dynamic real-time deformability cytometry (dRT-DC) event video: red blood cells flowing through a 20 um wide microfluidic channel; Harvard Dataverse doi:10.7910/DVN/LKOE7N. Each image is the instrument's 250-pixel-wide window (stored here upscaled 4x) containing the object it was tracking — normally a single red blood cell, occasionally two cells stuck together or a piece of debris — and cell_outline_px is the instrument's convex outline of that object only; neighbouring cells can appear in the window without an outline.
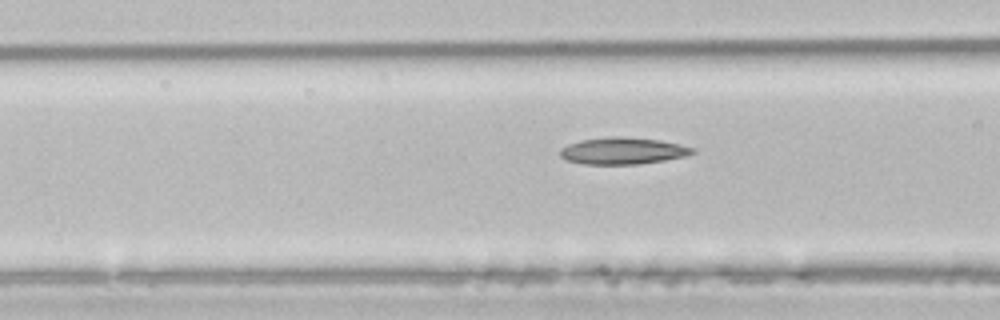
{"species": "common noctule bat (a hibernating species)", "species_latin": "Nyctalus noctula", "temperature_condition": "room temperature", "stored_images_in_passage": 5, "segment_of_instrument_passage": [2, 2], "camera_frame_rate_fps": 3000, "um_per_image_px": 0.085, "animal": {"sex": "male", "body_mass_g": 21.5, "forearm_length_mm": 52.0}, "frame": {"image": 1, "passage_image": 5, "time_ms": 5.333, "image_size_px": [1000, 320], "cell_outline_px": [[696, 152], [684, 156], [664, 160], [640, 164], [584, 164], [568, 160], [560, 156], [560, 148], [568, 144], [580, 140], [612, 136], [620, 136], [660, 140], [680, 144], [696, 148]], "centroid_in_image_um": [52.95, 12.81], "position_along_channel_um": 113.7, "area_um2": 20.69}}